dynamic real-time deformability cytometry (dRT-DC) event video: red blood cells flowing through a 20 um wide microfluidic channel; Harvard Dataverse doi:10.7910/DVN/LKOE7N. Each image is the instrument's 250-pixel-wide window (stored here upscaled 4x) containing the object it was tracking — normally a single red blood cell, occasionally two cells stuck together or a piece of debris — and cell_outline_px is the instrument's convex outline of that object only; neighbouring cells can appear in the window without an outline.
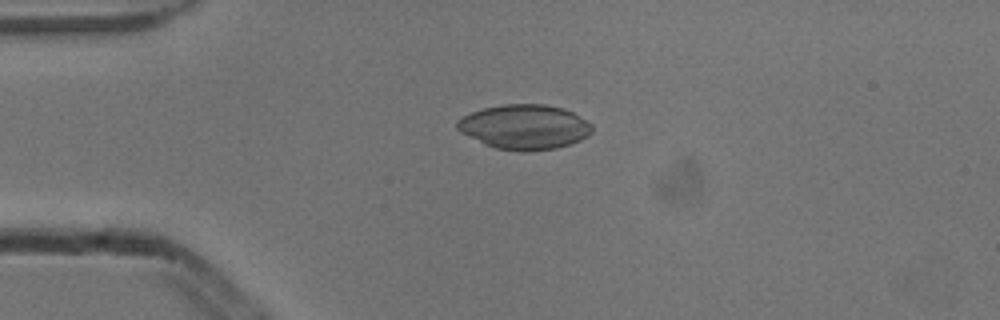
{"species": "common noctule bat (a hibernating species)", "species_latin": "Nyctalus noctula", "temperature_condition": "cold", "stored_images_in_passage": 3, "camera_frame_rate_fps": 3000, "um_per_image_px": 0.085, "animal": {"sex": "male", "body_mass_g": 13.3}, "frame": {"image": 1, "passage_image": 3, "time_ms": 0.667, "image_size_px": [1000, 320], "cell_outline_px": [[592, 132], [588, 136], [572, 144], [556, 148], [524, 152], [496, 148], [484, 144], [460, 132], [456, 128], [456, 120], [472, 112], [484, 108], [504, 104], [544, 104], [560, 108], [572, 112], [592, 124]], "centroid_in_image_um": [44.58, 10.8], "position_along_channel_um": 40.4, "area_um2": 35.14}}